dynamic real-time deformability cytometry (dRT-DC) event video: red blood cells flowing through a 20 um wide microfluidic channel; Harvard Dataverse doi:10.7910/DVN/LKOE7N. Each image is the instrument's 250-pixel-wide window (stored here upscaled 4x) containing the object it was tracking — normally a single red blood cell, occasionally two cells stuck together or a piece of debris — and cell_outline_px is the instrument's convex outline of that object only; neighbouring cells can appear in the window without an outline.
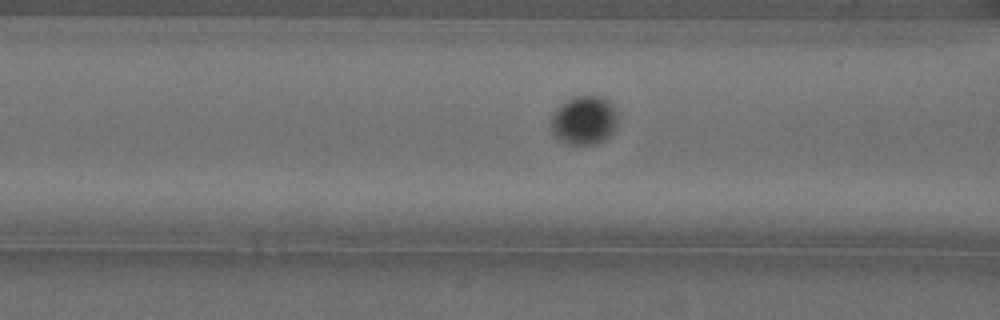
{"species": "Egyptian fruit bat (a non-hibernating species)", "species_latin": "Rousettus aegyptiacus", "temperature_condition": "cold", "stored_images_in_passage": 39, "camera_frame_rate_fps": 3000, "um_per_image_px": 0.085, "animal": {"sex": "female"}, "frame": {"image": 1, "passage_image": 12, "time_ms": 3.667, "image_size_px": [1000, 320], "cell_outline_px": [[616, 128], [600, 144], [568, 144], [560, 140], [552, 132], [552, 116], [556, 108], [560, 104], [576, 96], [604, 96], [616, 108]], "centroid_in_image_um": [49.67, 10.22], "position_along_channel_um": 116.9, "area_um2": 18.96}}
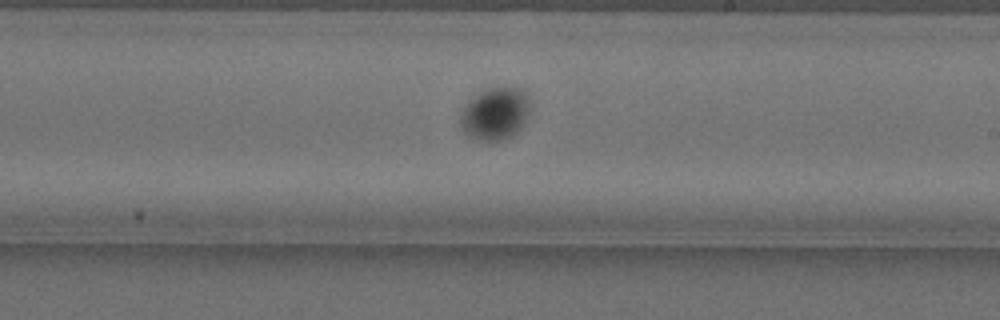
{"frame": {"image": 2, "passage_image": 23, "time_ms": 7.333, "image_size_px": [1000, 320], "cell_outline_px": [[528, 112], [520, 128], [512, 136], [504, 140], [480, 140], [464, 132], [460, 124], [460, 116], [464, 108], [480, 92], [488, 88], [520, 88], [528, 96]], "centroid_in_image_um": [42.09, 9.67], "position_along_channel_um": 246.9, "area_um2": 20.58}}
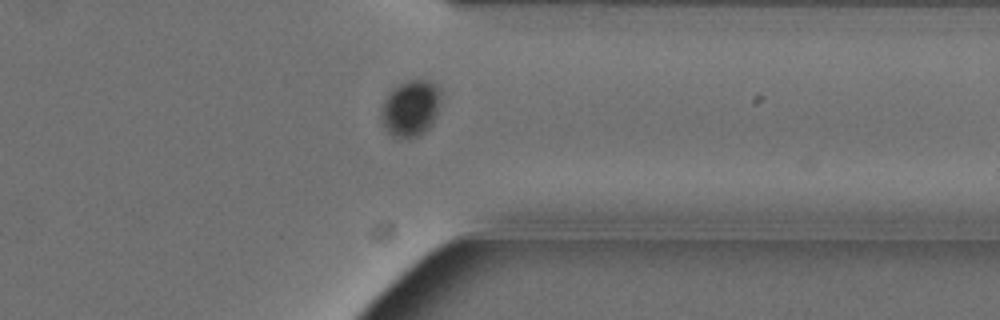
{"frame": {"image": 3, "passage_image": 34, "time_ms": 11.0, "image_size_px": [1000, 320], "cell_outline_px": [[440, 104], [432, 124], [424, 132], [416, 136], [392, 136], [384, 128], [380, 120], [380, 112], [384, 100], [388, 92], [392, 88], [408, 80], [432, 80], [440, 88]], "centroid_in_image_um": [34.89, 9.16], "position_along_channel_um": 376.5, "area_um2": 19.65}}